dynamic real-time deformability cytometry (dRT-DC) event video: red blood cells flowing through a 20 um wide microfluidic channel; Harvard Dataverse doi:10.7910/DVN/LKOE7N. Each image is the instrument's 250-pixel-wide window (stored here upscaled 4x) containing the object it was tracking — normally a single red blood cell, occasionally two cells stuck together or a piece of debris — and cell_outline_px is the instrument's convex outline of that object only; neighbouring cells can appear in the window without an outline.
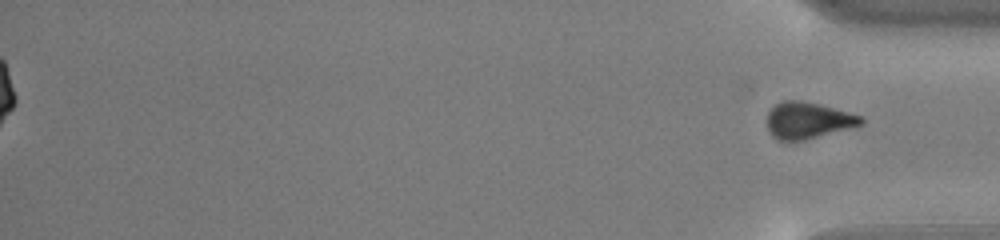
{"species": "common noctule bat (a hibernating species)", "species_latin": "Nyctalus noctula", "temperature_condition": "cold", "stored_images_in_passage": 54, "segment_of_instrument_passage": [2, 2], "camera_frame_rate_fps": 3000, "um_per_image_px": 0.085, "animal": {"sex": "male", "body_mass_g": 13.0, "forearm_length_mm": 53.1}, "frame": {"image": 1, "passage_image": 54, "time_ms": 17.667, "image_size_px": [1000, 240], "cell_outline_px": [[864, 124], [804, 140], [776, 140], [772, 136], [768, 128], [768, 112], [780, 100], [800, 100], [820, 104], [864, 116]], "centroid_in_image_um": [68.69, 10.22], "position_along_channel_um": 366.5, "area_um2": 20.0}}